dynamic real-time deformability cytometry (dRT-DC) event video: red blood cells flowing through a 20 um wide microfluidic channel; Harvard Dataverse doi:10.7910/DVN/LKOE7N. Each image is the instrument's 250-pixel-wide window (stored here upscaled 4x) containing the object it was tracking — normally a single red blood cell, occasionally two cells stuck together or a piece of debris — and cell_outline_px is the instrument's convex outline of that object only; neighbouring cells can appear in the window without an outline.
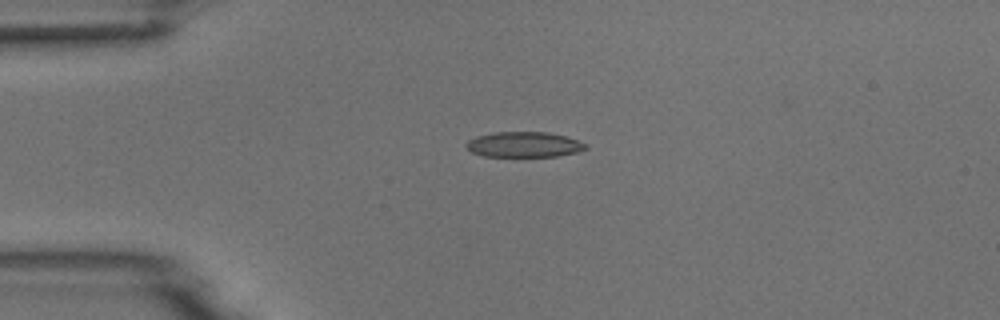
{"species": "common noctule bat (a hibernating species)", "species_latin": "Nyctalus noctula", "temperature_condition": "room temperature", "stored_images_in_passage": 9, "camera_frame_rate_fps": 3000, "um_per_image_px": 0.085, "animal": {"sex": "male", "body_mass_g": 18.8}, "frame": {"image": 1, "passage_image": 3, "time_ms": 3.0, "image_size_px": [1000, 320], "cell_outline_px": [[588, 148], [576, 152], [556, 156], [484, 156], [472, 152], [464, 144], [468, 140], [476, 136], [492, 132], [548, 132], [564, 136], [588, 144]], "centroid_in_image_um": [44.52, 12.28], "position_along_channel_um": 40.5, "area_um2": 17.57}}